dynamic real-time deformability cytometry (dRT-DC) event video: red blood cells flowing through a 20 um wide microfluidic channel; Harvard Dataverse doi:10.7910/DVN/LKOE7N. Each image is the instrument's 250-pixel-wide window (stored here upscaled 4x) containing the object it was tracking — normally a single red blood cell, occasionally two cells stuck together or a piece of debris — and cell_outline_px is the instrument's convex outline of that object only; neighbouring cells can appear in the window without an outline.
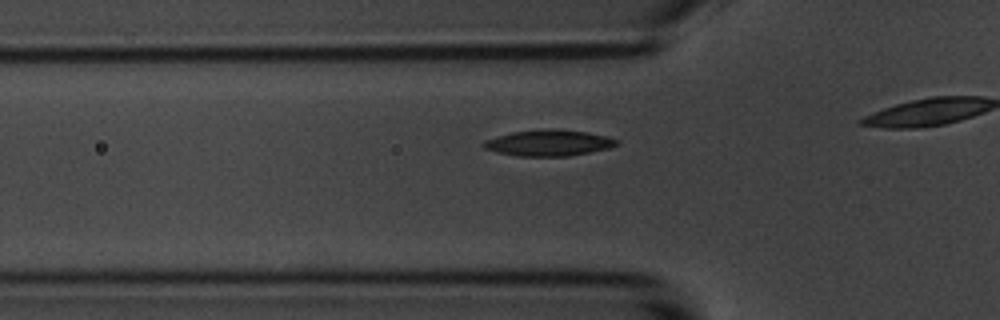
{"species": "common noctule bat (a hibernating species)", "species_latin": "Nyctalus noctula", "temperature_condition": "room temperature", "stored_images_in_passage": 8, "camera_frame_rate_fps": 3000, "um_per_image_px": 0.085, "animal": {"sex": "male", "body_mass_g": 20.1, "forearm_length_mm": 53.5}, "frame": {"image": 1, "passage_image": 3, "time_ms": 0.667, "image_size_px": [1000, 320], "cell_outline_px": [[620, 144], [608, 148], [568, 156], [516, 156], [496, 152], [484, 148], [480, 144], [484, 140], [496, 136], [512, 132], [588, 132], [608, 136], [620, 140]], "centroid_in_image_um": [46.62, 12.2], "position_along_channel_um": 79.2, "area_um2": 19.31}}
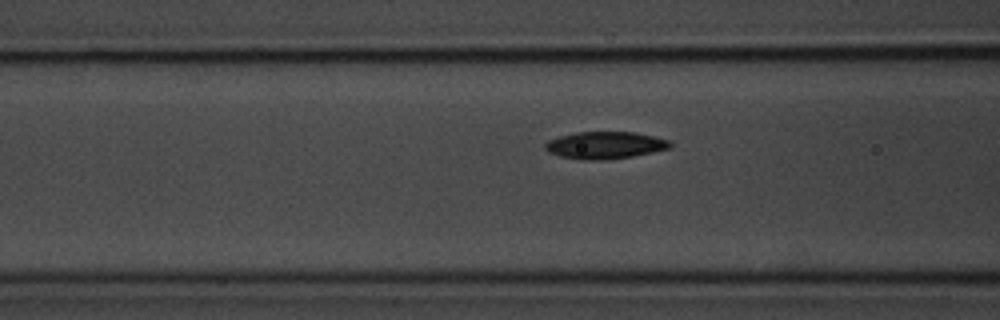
{"frame": {"image": 2, "passage_image": 6, "time_ms": 1.667, "image_size_px": [1000, 320], "cell_outline_px": [[672, 144], [668, 148], [652, 152], [632, 156], [600, 160], [584, 160], [560, 156], [548, 152], [544, 148], [544, 144], [548, 140], [560, 136], [576, 132], [636, 132], [668, 140]], "centroid_in_image_um": [51.38, 12.34], "position_along_channel_um": 115.2, "area_um2": 19.59}}